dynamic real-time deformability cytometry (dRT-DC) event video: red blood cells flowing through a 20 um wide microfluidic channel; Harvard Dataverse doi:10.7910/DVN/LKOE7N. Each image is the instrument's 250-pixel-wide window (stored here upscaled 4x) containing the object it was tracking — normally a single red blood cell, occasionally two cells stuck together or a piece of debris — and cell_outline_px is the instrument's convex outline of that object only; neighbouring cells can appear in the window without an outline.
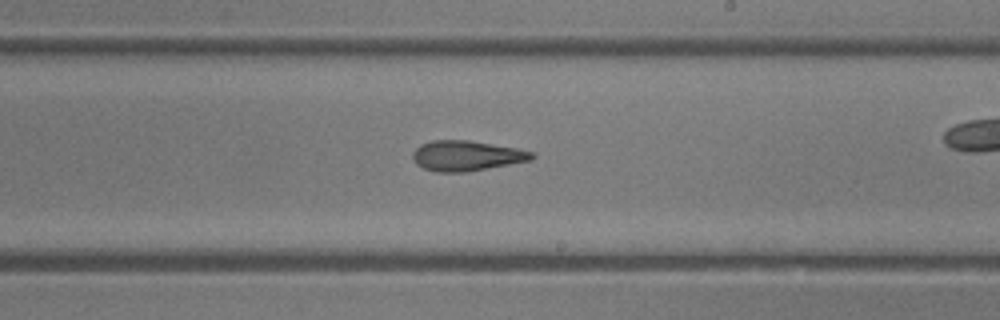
{"species": "common noctule bat (a hibernating species)", "species_latin": "Nyctalus noctula", "temperature_condition": "room temperature", "stored_images_in_passage": 28, "camera_frame_rate_fps": 3000, "um_per_image_px": 0.085, "animal": {"sex": "female"}, "frame": {"image": 1, "passage_image": 20, "time_ms": 6.333, "image_size_px": [1000, 320], "cell_outline_px": [[536, 156], [532, 160], [464, 172], [436, 172], [424, 168], [416, 164], [412, 156], [412, 152], [420, 144], [432, 140], [468, 140], [516, 148], [532, 152]], "centroid_in_image_um": [39.62, 13.23], "position_along_channel_um": 249.4, "area_um2": 20.87}}
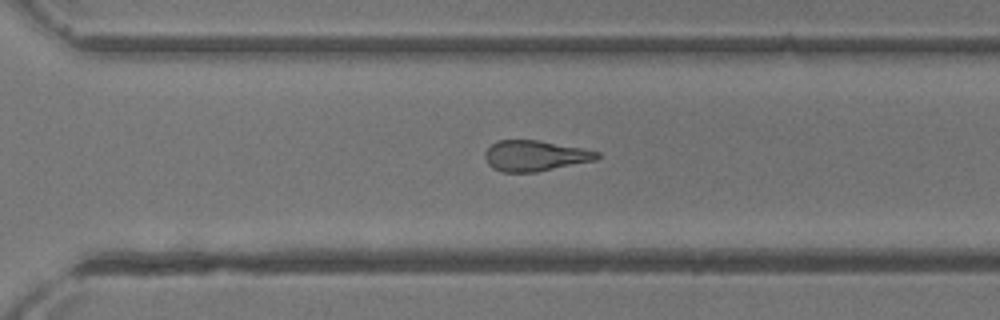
{"frame": {"image": 2, "passage_image": 24, "time_ms": 7.667, "image_size_px": [1000, 320], "cell_outline_px": [[600, 156], [596, 160], [536, 172], [500, 172], [492, 168], [488, 164], [484, 156], [484, 152], [496, 140], [540, 140], [584, 148], [600, 152]], "centroid_in_image_um": [45.47, 13.23], "position_along_channel_um": 325.1, "area_um2": 20.23}}